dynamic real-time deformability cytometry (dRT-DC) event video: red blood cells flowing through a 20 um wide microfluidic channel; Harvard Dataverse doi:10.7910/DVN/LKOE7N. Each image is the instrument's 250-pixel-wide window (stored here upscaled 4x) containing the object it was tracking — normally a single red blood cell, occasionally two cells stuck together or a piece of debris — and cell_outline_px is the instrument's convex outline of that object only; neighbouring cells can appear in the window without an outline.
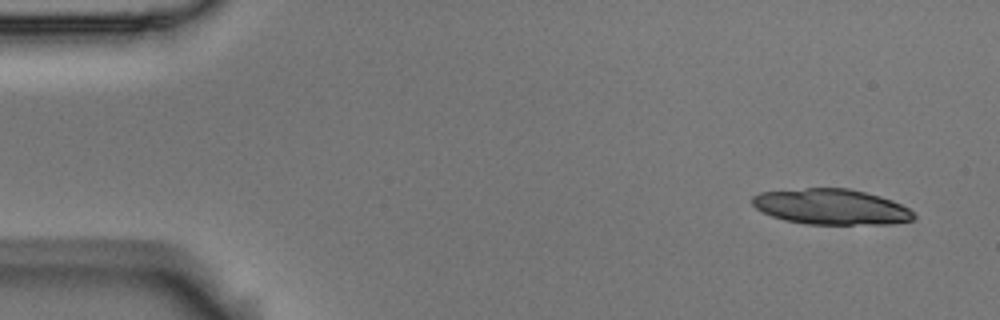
{"species": "Egyptian fruit bat (a non-hibernating species)", "species_latin": "Rousettus aegyptiacus", "temperature_condition": "room temperature", "stored_images_in_passage": 10, "camera_frame_rate_fps": 3000, "um_per_image_px": 0.085, "animal": {"sex": "male"}, "frame": {"image": 1, "passage_image": 1, "time_ms": 0.0, "image_size_px": [1000, 320], "cell_outline_px": [[916, 216], [912, 220], [892, 224], [804, 224], [784, 220], [772, 216], [756, 208], [752, 204], [752, 196], [760, 192], [804, 188], [848, 188], [880, 196], [892, 200], [908, 208]], "centroid_in_image_um": [70.64, 17.58], "position_along_channel_um": 14.4, "area_um2": 33.47}}
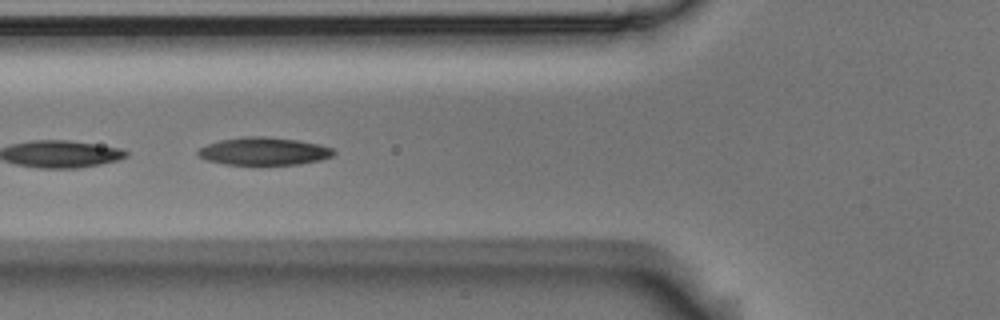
{"frame": {"image": 2, "passage_image": 6, "time_ms": 1.667, "image_size_px": [1000, 320], "cell_outline_px": [[336, 152], [332, 156], [320, 160], [300, 164], [224, 164], [208, 160], [200, 156], [196, 152], [200, 148], [208, 144], [220, 140], [244, 136], [264, 136], [296, 140], [320, 144], [336, 148]], "centroid_in_image_um": [22.48, 12.84], "position_along_channel_um": 103.3, "area_um2": 21.85}}
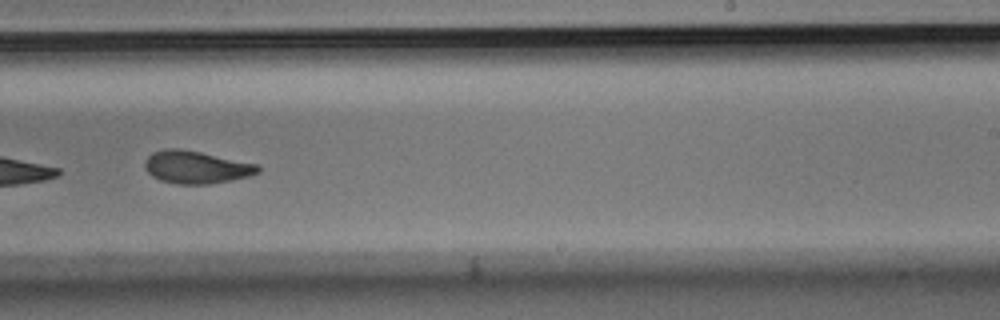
{"frame": {"image": 3, "passage_image": 10, "time_ms": 3.0, "image_size_px": [1000, 320], "cell_outline_px": [[260, 172], [248, 176], [232, 180], [208, 184], [176, 184], [160, 180], [152, 176], [148, 172], [144, 164], [148, 156], [152, 152], [164, 148], [180, 148], [200, 152], [256, 164], [260, 168]], "centroid_in_image_um": [16.64, 14.21], "position_along_channel_um": 272.4, "area_um2": 21.39}}